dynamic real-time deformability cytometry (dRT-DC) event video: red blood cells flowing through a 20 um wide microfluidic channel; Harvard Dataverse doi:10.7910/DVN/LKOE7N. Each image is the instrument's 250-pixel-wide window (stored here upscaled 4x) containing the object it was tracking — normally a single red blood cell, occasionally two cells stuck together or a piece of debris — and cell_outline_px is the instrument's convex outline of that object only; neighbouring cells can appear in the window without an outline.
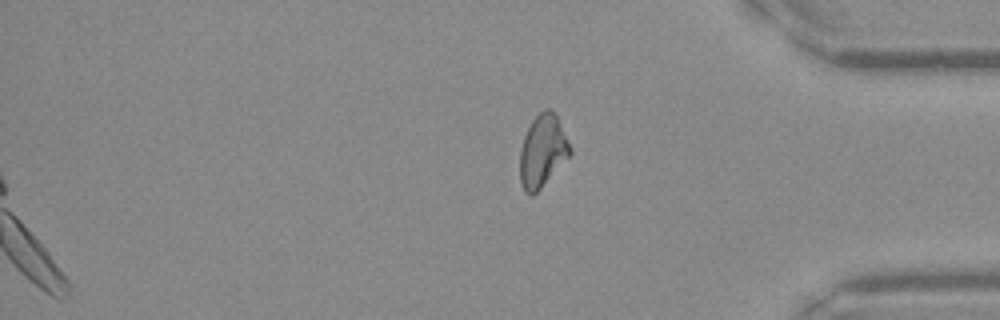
{"species": "Egyptian fruit bat (a non-hibernating species)", "species_latin": "Rousettus aegyptiacus", "temperature_condition": "warm", "stored_images_in_passage": 50, "camera_frame_rate_fps": 3000, "um_per_image_px": 0.085, "frame": {"image": 1, "passage_image": 50, "time_ms": 16.333, "image_size_px": [1000, 320], "cell_outline_px": [[572, 152], [540, 188], [532, 196], [528, 196], [524, 192], [520, 184], [520, 152], [524, 136], [532, 120], [544, 108], [548, 108], [556, 116], [572, 148]], "centroid_in_image_um": [46.09, 12.86], "position_along_channel_um": 389.1, "area_um2": 20.81}}